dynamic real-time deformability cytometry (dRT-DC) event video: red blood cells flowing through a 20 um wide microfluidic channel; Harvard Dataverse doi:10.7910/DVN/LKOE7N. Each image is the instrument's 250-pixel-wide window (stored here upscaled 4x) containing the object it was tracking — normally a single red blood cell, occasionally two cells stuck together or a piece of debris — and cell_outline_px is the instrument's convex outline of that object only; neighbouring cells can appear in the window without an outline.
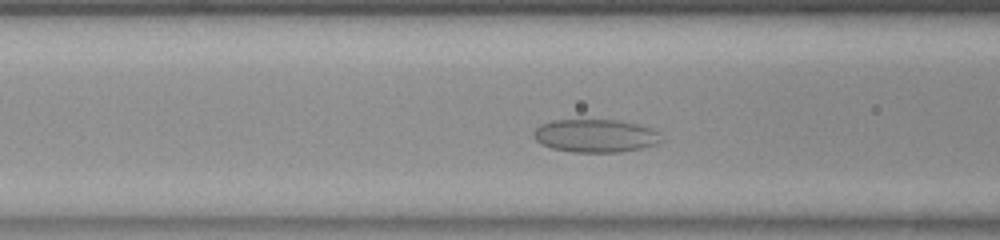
{"species": "common noctule bat (a hibernating species)", "species_latin": "Nyctalus noctula", "temperature_condition": "room temperature", "stored_images_in_passage": 48, "camera_frame_rate_fps": 3000, "um_per_image_px": 0.085, "animal": {"sex": "female", "body_mass_g": 23.0, "forearm_length_mm": 53.4}, "frame": {"image": 1, "passage_image": 13, "time_ms": 4.0, "image_size_px": [1000, 240], "cell_outline_px": [[656, 140], [652, 144], [640, 148], [620, 152], [572, 152], [552, 148], [536, 140], [532, 132], [540, 124], [552, 120], [616, 120], [636, 124], [648, 128], [656, 132]], "centroid_in_image_um": [50.48, 11.53], "position_along_channel_um": 116.1, "area_um2": 23.87}}
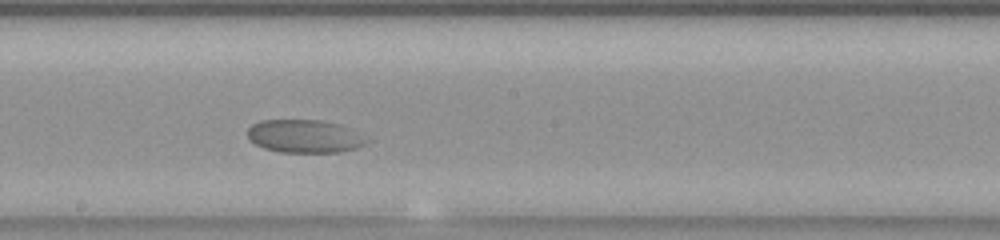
{"frame": {"image": 2, "passage_image": 22, "time_ms": 7.0, "image_size_px": [1000, 240], "cell_outline_px": [[368, 140], [364, 144], [340, 152], [280, 152], [264, 148], [256, 144], [248, 136], [248, 128], [252, 124], [260, 120], [320, 120], [340, 124]], "centroid_in_image_um": [25.82, 11.57], "position_along_channel_um": 222.4, "area_um2": 22.48}}
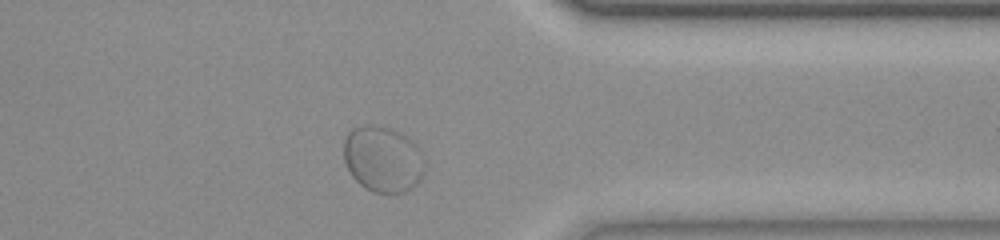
{"frame": {"image": 3, "passage_image": 36, "time_ms": 11.667, "image_size_px": [1000, 240], "cell_outline_px": [[424, 168], [416, 184], [412, 188], [404, 192], [376, 192], [360, 184], [352, 176], [344, 160], [344, 140], [348, 132], [352, 128], [392, 128], [400, 132], [420, 152], [424, 160]], "centroid_in_image_um": [32.52, 13.56], "position_along_channel_um": 378.9, "area_um2": 30.0}}